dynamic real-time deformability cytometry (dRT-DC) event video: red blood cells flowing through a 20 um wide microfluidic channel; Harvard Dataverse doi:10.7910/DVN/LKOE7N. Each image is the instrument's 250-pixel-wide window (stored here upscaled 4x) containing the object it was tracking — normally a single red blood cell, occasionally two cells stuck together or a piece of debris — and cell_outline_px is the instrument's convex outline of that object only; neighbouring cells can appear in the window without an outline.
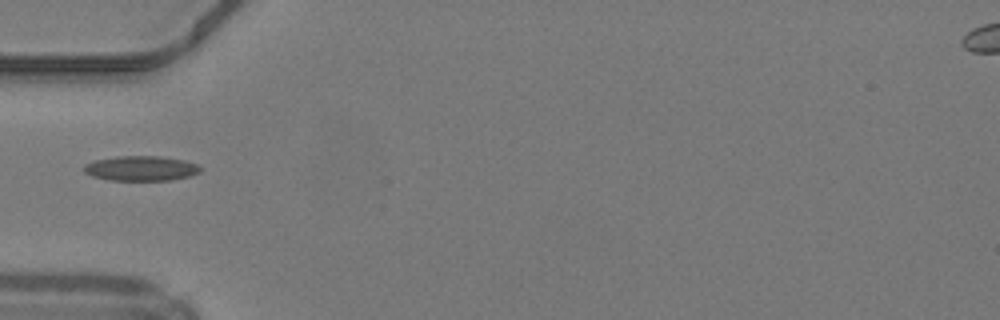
{"species": "common noctule bat (a hibernating species)", "species_latin": "Nyctalus noctula", "temperature_condition": "warm", "stored_images_in_passage": 33, "camera_frame_rate_fps": 3000, "um_per_image_px": 0.085, "animal": {"sex": "male", "body_mass_g": 19.2, "forearm_length_mm": 51.8}, "frame": {"image": 1, "passage_image": 1, "time_ms": 0.0, "image_size_px": [1000, 320], "cell_outline_px": [[200, 172], [188, 176], [172, 180], [108, 180], [92, 176], [84, 172], [84, 164], [96, 160], [116, 156], [160, 156], [184, 160], [196, 164], [200, 168]], "centroid_in_image_um": [11.96, 14.31], "position_along_channel_um": 73.0, "area_um2": 16.82}}
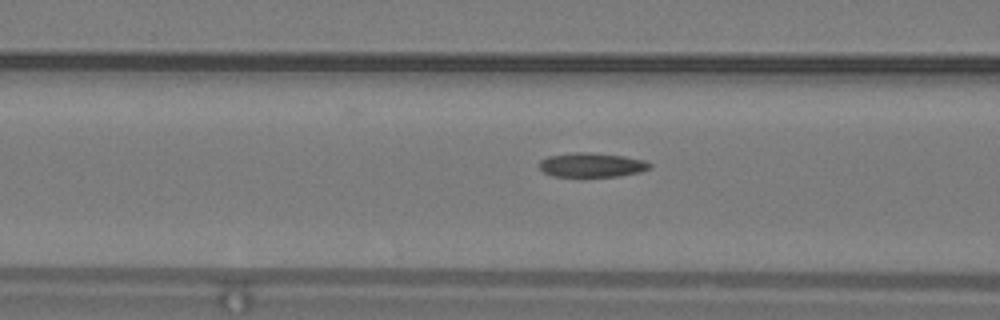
{"frame": {"image": 2, "passage_image": 4, "time_ms": 1.0, "image_size_px": [1000, 320], "cell_outline_px": [[652, 168], [640, 172], [620, 176], [552, 176], [544, 172], [540, 168], [540, 160], [548, 156], [576, 152], [588, 152], [624, 156], [644, 160], [652, 164]], "centroid_in_image_um": [50.33, 14.02], "position_along_channel_um": 116.3, "area_um2": 15.61}}
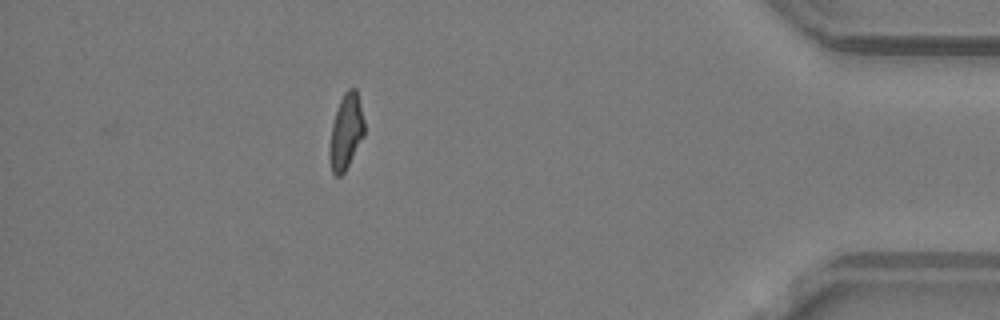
{"frame": {"image": 3, "passage_image": 28, "time_ms": 9.0, "image_size_px": [1000, 320], "cell_outline_px": [[364, 136], [344, 172], [340, 176], [336, 176], [332, 172], [328, 152], [332, 124], [340, 100], [344, 92], [348, 88], [356, 88], [364, 120]], "centroid_in_image_um": [29.4, 11.19], "position_along_channel_um": 405.8, "area_um2": 15.14}, "authors_computed_cell_mechanics": {"area_um2": 15.7216, "velocity_mm_per_s": 4.2265, "shape_relaxation_time_tau1_ms": null, "shape_relaxation_time_tau2_ms": 3.8071, "deformation_change_tau1": null, "deformation_change_tau2": 0.1083}}